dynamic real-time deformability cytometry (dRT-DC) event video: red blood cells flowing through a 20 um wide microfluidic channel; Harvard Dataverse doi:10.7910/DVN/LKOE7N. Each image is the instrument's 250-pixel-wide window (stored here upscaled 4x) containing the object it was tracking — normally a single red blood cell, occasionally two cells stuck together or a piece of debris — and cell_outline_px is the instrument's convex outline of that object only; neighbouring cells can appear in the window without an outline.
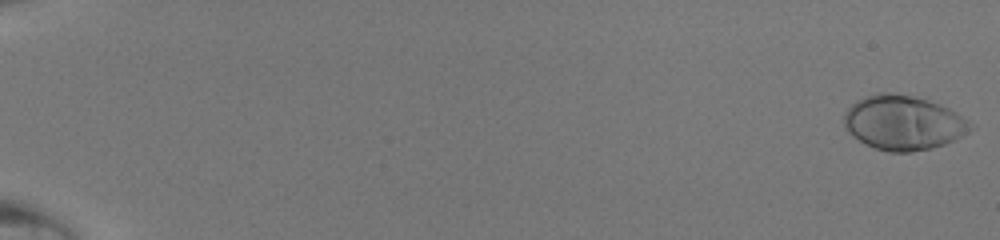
{"species": "human", "species_latin": "Homo sapiens", "temperature_condition": "room temperature", "stored_images_in_passage": 49, "camera_frame_rate_fps": 3000, "um_per_image_px": 0.085, "donor": {"sex": "male"}, "frame": {"image": 1, "passage_image": 1, "time_ms": 0.0, "image_size_px": [1000, 240], "cell_outline_px": [[976, 128], [944, 144], [932, 148], [912, 152], [888, 152], [876, 148], [852, 136], [848, 132], [844, 124], [844, 112], [856, 100], [876, 92], [888, 92], [912, 96], [928, 100], [940, 104], [956, 112], [968, 120]], "centroid_in_image_um": [76.78, 10.42], "position_along_channel_um": 8.2, "area_um2": 40.11}}
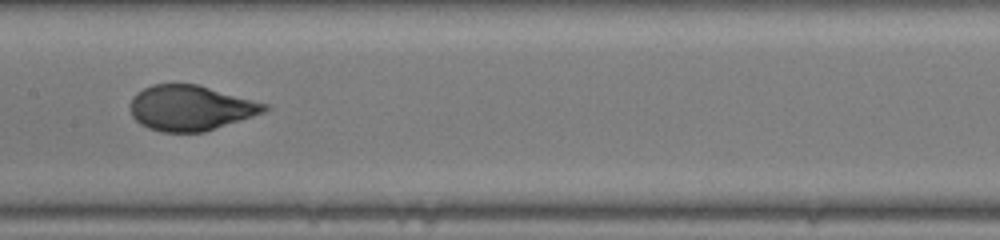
{"frame": {"image": 2, "passage_image": 28, "time_ms": 9.0, "image_size_px": [1000, 240], "cell_outline_px": [[272, 108], [264, 112], [204, 132], [160, 132], [148, 128], [140, 124], [132, 116], [132, 96], [136, 92], [152, 84], [196, 84], [268, 104]], "centroid_in_image_um": [16.19, 9.18], "position_along_channel_um": 191.2, "area_um2": 35.14}}
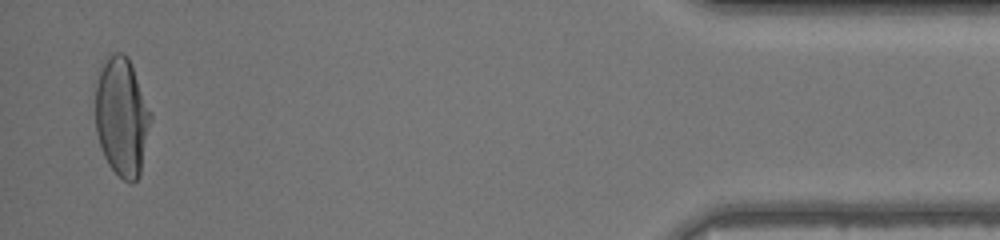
{"frame": {"image": 3, "passage_image": 48, "time_ms": 15.667, "image_size_px": [1000, 240], "cell_outline_px": [[152, 120], [140, 176], [132, 184], [124, 180], [108, 164], [100, 148], [96, 132], [96, 84], [104, 56], [112, 52], [124, 52], [128, 56], [152, 112]], "centroid_in_image_um": [10.37, 9.9], "position_along_channel_um": 424.8, "area_um2": 38.9}}